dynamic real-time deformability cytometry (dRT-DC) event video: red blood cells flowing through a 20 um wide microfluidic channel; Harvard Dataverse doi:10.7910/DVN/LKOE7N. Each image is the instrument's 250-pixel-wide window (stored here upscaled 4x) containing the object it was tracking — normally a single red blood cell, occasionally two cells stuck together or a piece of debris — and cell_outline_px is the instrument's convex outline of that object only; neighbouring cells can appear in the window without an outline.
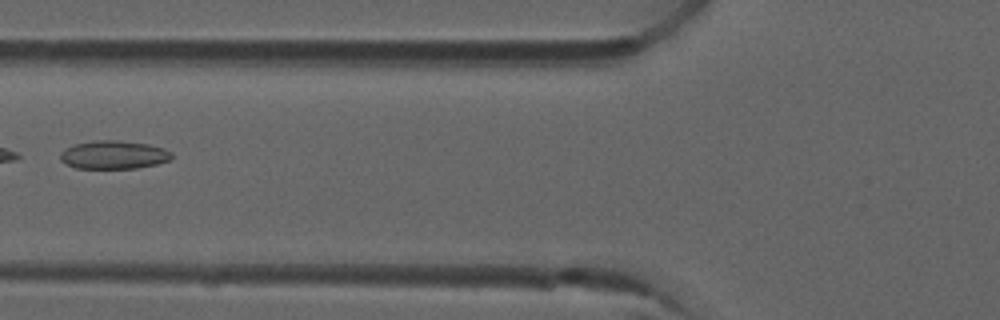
{"species": "common noctule bat (a hibernating species)", "species_latin": "Nyctalus noctula", "temperature_condition": "room temperature", "stored_images_in_passage": 6, "camera_frame_rate_fps": 3000, "um_per_image_px": 0.085, "animal": {"sex": "male", "forearm_length_mm": 52.5}, "frame": {"image": 1, "passage_image": 5, "time_ms": 1.333, "image_size_px": [1000, 320], "cell_outline_px": [[172, 160], [156, 164], [136, 168], [76, 168], [64, 164], [60, 160], [60, 152], [64, 148], [76, 144], [96, 140], [116, 140], [148, 144], [164, 148], [172, 152]], "centroid_in_image_um": [9.65, 13.16], "position_along_channel_um": 116.1, "area_um2": 18.5}}
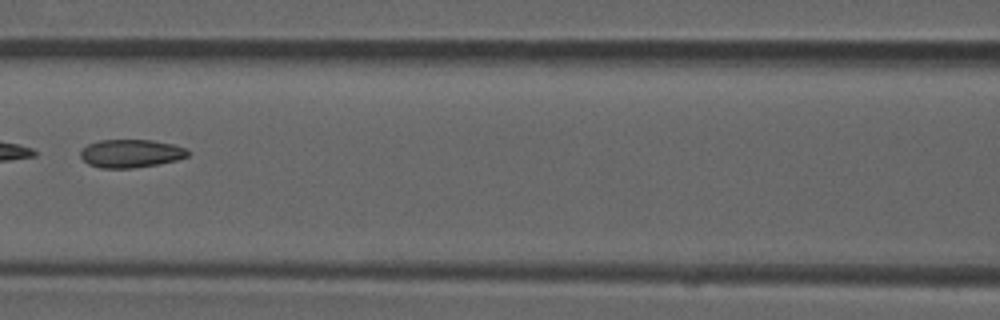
{"frame": {"image": 2, "passage_image": 6, "time_ms": 1.667, "image_size_px": [1000, 320], "cell_outline_px": [[188, 156], [176, 160], [156, 164], [132, 168], [100, 168], [88, 164], [80, 156], [80, 148], [88, 144], [100, 140], [152, 140], [172, 144], [188, 148]], "centroid_in_image_um": [11.09, 13.04], "position_along_channel_um": 155.5, "area_um2": 17.63}}